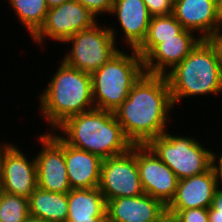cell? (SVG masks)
I'll use <instances>...</instances> for the list:
<instances>
[{"mask_svg":"<svg viewBox=\"0 0 222 222\" xmlns=\"http://www.w3.org/2000/svg\"><path fill=\"white\" fill-rule=\"evenodd\" d=\"M172 109L166 76L144 73L114 115L133 145H146L168 130Z\"/></svg>","mask_w":222,"mask_h":222,"instance_id":"cell-1","label":"cell"},{"mask_svg":"<svg viewBox=\"0 0 222 222\" xmlns=\"http://www.w3.org/2000/svg\"><path fill=\"white\" fill-rule=\"evenodd\" d=\"M55 131L67 144L102 160L126 153L133 145L114 112L97 108L68 117Z\"/></svg>","mask_w":222,"mask_h":222,"instance_id":"cell-2","label":"cell"},{"mask_svg":"<svg viewBox=\"0 0 222 222\" xmlns=\"http://www.w3.org/2000/svg\"><path fill=\"white\" fill-rule=\"evenodd\" d=\"M165 76L174 108L184 98L222 94V62L210 39H201Z\"/></svg>","mask_w":222,"mask_h":222,"instance_id":"cell-3","label":"cell"},{"mask_svg":"<svg viewBox=\"0 0 222 222\" xmlns=\"http://www.w3.org/2000/svg\"><path fill=\"white\" fill-rule=\"evenodd\" d=\"M59 65L51 81L38 95V113L47 120L48 131H55L70 116L95 108L91 74L73 68L63 60Z\"/></svg>","mask_w":222,"mask_h":222,"instance_id":"cell-4","label":"cell"},{"mask_svg":"<svg viewBox=\"0 0 222 222\" xmlns=\"http://www.w3.org/2000/svg\"><path fill=\"white\" fill-rule=\"evenodd\" d=\"M122 48L91 74L93 102L97 109L114 112L145 73L143 59L136 49L127 54L124 46Z\"/></svg>","mask_w":222,"mask_h":222,"instance_id":"cell-5","label":"cell"},{"mask_svg":"<svg viewBox=\"0 0 222 222\" xmlns=\"http://www.w3.org/2000/svg\"><path fill=\"white\" fill-rule=\"evenodd\" d=\"M201 143L195 137L173 135L167 130L146 145L181 180L206 172L212 166L213 150Z\"/></svg>","mask_w":222,"mask_h":222,"instance_id":"cell-6","label":"cell"},{"mask_svg":"<svg viewBox=\"0 0 222 222\" xmlns=\"http://www.w3.org/2000/svg\"><path fill=\"white\" fill-rule=\"evenodd\" d=\"M100 24L75 33L64 42L72 44L62 58L67 65L92 74L120 51L116 46L117 31L110 24Z\"/></svg>","mask_w":222,"mask_h":222,"instance_id":"cell-7","label":"cell"},{"mask_svg":"<svg viewBox=\"0 0 222 222\" xmlns=\"http://www.w3.org/2000/svg\"><path fill=\"white\" fill-rule=\"evenodd\" d=\"M99 188L106 201L144 194L137 166V145H132L126 153L102 160Z\"/></svg>","mask_w":222,"mask_h":222,"instance_id":"cell-8","label":"cell"},{"mask_svg":"<svg viewBox=\"0 0 222 222\" xmlns=\"http://www.w3.org/2000/svg\"><path fill=\"white\" fill-rule=\"evenodd\" d=\"M201 40L198 34L184 29L175 38L145 39L136 49L143 59L144 72L151 75H166Z\"/></svg>","mask_w":222,"mask_h":222,"instance_id":"cell-9","label":"cell"},{"mask_svg":"<svg viewBox=\"0 0 222 222\" xmlns=\"http://www.w3.org/2000/svg\"><path fill=\"white\" fill-rule=\"evenodd\" d=\"M97 23V17L87 8L75 0H68L48 10L43 26L31 40L40 47L48 38V41L64 43L75 33L92 28Z\"/></svg>","mask_w":222,"mask_h":222,"instance_id":"cell-10","label":"cell"},{"mask_svg":"<svg viewBox=\"0 0 222 222\" xmlns=\"http://www.w3.org/2000/svg\"><path fill=\"white\" fill-rule=\"evenodd\" d=\"M40 147L35 155L37 185L39 188L55 192L68 193L71 190L64 156V140L56 131L38 134Z\"/></svg>","mask_w":222,"mask_h":222,"instance_id":"cell-11","label":"cell"},{"mask_svg":"<svg viewBox=\"0 0 222 222\" xmlns=\"http://www.w3.org/2000/svg\"><path fill=\"white\" fill-rule=\"evenodd\" d=\"M137 166L144 193L167 206L176 193L175 173L147 145H137Z\"/></svg>","mask_w":222,"mask_h":222,"instance_id":"cell-12","label":"cell"},{"mask_svg":"<svg viewBox=\"0 0 222 222\" xmlns=\"http://www.w3.org/2000/svg\"><path fill=\"white\" fill-rule=\"evenodd\" d=\"M1 191L29 198L37 185L36 159L28 157L17 145L10 143L2 154Z\"/></svg>","mask_w":222,"mask_h":222,"instance_id":"cell-13","label":"cell"},{"mask_svg":"<svg viewBox=\"0 0 222 222\" xmlns=\"http://www.w3.org/2000/svg\"><path fill=\"white\" fill-rule=\"evenodd\" d=\"M172 15L201 39H211L222 26L218 0H178L173 3Z\"/></svg>","mask_w":222,"mask_h":222,"instance_id":"cell-14","label":"cell"},{"mask_svg":"<svg viewBox=\"0 0 222 222\" xmlns=\"http://www.w3.org/2000/svg\"><path fill=\"white\" fill-rule=\"evenodd\" d=\"M166 206L148 194L106 201V222H160Z\"/></svg>","mask_w":222,"mask_h":222,"instance_id":"cell-15","label":"cell"},{"mask_svg":"<svg viewBox=\"0 0 222 222\" xmlns=\"http://www.w3.org/2000/svg\"><path fill=\"white\" fill-rule=\"evenodd\" d=\"M219 185L212 166L206 172L178 180L175 196L166 210L209 208Z\"/></svg>","mask_w":222,"mask_h":222,"instance_id":"cell-16","label":"cell"},{"mask_svg":"<svg viewBox=\"0 0 222 222\" xmlns=\"http://www.w3.org/2000/svg\"><path fill=\"white\" fill-rule=\"evenodd\" d=\"M109 15L117 17L125 47L137 49L145 40L152 16L143 0H114Z\"/></svg>","mask_w":222,"mask_h":222,"instance_id":"cell-17","label":"cell"},{"mask_svg":"<svg viewBox=\"0 0 222 222\" xmlns=\"http://www.w3.org/2000/svg\"><path fill=\"white\" fill-rule=\"evenodd\" d=\"M64 156L71 189L99 187L102 159L64 141Z\"/></svg>","mask_w":222,"mask_h":222,"instance_id":"cell-18","label":"cell"},{"mask_svg":"<svg viewBox=\"0 0 222 222\" xmlns=\"http://www.w3.org/2000/svg\"><path fill=\"white\" fill-rule=\"evenodd\" d=\"M67 222H106V200L99 187L67 193Z\"/></svg>","mask_w":222,"mask_h":222,"instance_id":"cell-19","label":"cell"},{"mask_svg":"<svg viewBox=\"0 0 222 222\" xmlns=\"http://www.w3.org/2000/svg\"><path fill=\"white\" fill-rule=\"evenodd\" d=\"M28 201L31 216L48 222H67V193H55L37 187Z\"/></svg>","mask_w":222,"mask_h":222,"instance_id":"cell-20","label":"cell"},{"mask_svg":"<svg viewBox=\"0 0 222 222\" xmlns=\"http://www.w3.org/2000/svg\"><path fill=\"white\" fill-rule=\"evenodd\" d=\"M16 18L33 37L43 26L47 12L46 0H7Z\"/></svg>","mask_w":222,"mask_h":222,"instance_id":"cell-21","label":"cell"},{"mask_svg":"<svg viewBox=\"0 0 222 222\" xmlns=\"http://www.w3.org/2000/svg\"><path fill=\"white\" fill-rule=\"evenodd\" d=\"M29 215L28 198L0 191L1 222H23Z\"/></svg>","mask_w":222,"mask_h":222,"instance_id":"cell-22","label":"cell"},{"mask_svg":"<svg viewBox=\"0 0 222 222\" xmlns=\"http://www.w3.org/2000/svg\"><path fill=\"white\" fill-rule=\"evenodd\" d=\"M184 30L181 23L172 15L154 16L149 22L145 39L175 38Z\"/></svg>","mask_w":222,"mask_h":222,"instance_id":"cell-23","label":"cell"},{"mask_svg":"<svg viewBox=\"0 0 222 222\" xmlns=\"http://www.w3.org/2000/svg\"><path fill=\"white\" fill-rule=\"evenodd\" d=\"M177 222H209L208 208H194L186 210H166Z\"/></svg>","mask_w":222,"mask_h":222,"instance_id":"cell-24","label":"cell"},{"mask_svg":"<svg viewBox=\"0 0 222 222\" xmlns=\"http://www.w3.org/2000/svg\"><path fill=\"white\" fill-rule=\"evenodd\" d=\"M87 8L97 18L102 14H110L114 0H75ZM101 14V15H100Z\"/></svg>","mask_w":222,"mask_h":222,"instance_id":"cell-25","label":"cell"},{"mask_svg":"<svg viewBox=\"0 0 222 222\" xmlns=\"http://www.w3.org/2000/svg\"><path fill=\"white\" fill-rule=\"evenodd\" d=\"M152 17L172 14L173 2L171 0H143Z\"/></svg>","mask_w":222,"mask_h":222,"instance_id":"cell-26","label":"cell"},{"mask_svg":"<svg viewBox=\"0 0 222 222\" xmlns=\"http://www.w3.org/2000/svg\"><path fill=\"white\" fill-rule=\"evenodd\" d=\"M209 222H222V185L215 191L212 205L208 208Z\"/></svg>","mask_w":222,"mask_h":222,"instance_id":"cell-27","label":"cell"},{"mask_svg":"<svg viewBox=\"0 0 222 222\" xmlns=\"http://www.w3.org/2000/svg\"><path fill=\"white\" fill-rule=\"evenodd\" d=\"M212 168L215 172V176L218 180V183L222 185V152L221 154L220 152L219 154L216 152H212Z\"/></svg>","mask_w":222,"mask_h":222,"instance_id":"cell-28","label":"cell"},{"mask_svg":"<svg viewBox=\"0 0 222 222\" xmlns=\"http://www.w3.org/2000/svg\"><path fill=\"white\" fill-rule=\"evenodd\" d=\"M210 40L216 45L222 62V26L215 32Z\"/></svg>","mask_w":222,"mask_h":222,"instance_id":"cell-29","label":"cell"},{"mask_svg":"<svg viewBox=\"0 0 222 222\" xmlns=\"http://www.w3.org/2000/svg\"><path fill=\"white\" fill-rule=\"evenodd\" d=\"M68 0H46L49 9L60 6L63 2Z\"/></svg>","mask_w":222,"mask_h":222,"instance_id":"cell-30","label":"cell"},{"mask_svg":"<svg viewBox=\"0 0 222 222\" xmlns=\"http://www.w3.org/2000/svg\"><path fill=\"white\" fill-rule=\"evenodd\" d=\"M23 222H48V221L29 215Z\"/></svg>","mask_w":222,"mask_h":222,"instance_id":"cell-31","label":"cell"},{"mask_svg":"<svg viewBox=\"0 0 222 222\" xmlns=\"http://www.w3.org/2000/svg\"><path fill=\"white\" fill-rule=\"evenodd\" d=\"M9 142L3 143L0 142V167H1V158H2V154L4 152V149L9 145Z\"/></svg>","mask_w":222,"mask_h":222,"instance_id":"cell-32","label":"cell"},{"mask_svg":"<svg viewBox=\"0 0 222 222\" xmlns=\"http://www.w3.org/2000/svg\"><path fill=\"white\" fill-rule=\"evenodd\" d=\"M160 222H177L172 216L166 214V216Z\"/></svg>","mask_w":222,"mask_h":222,"instance_id":"cell-33","label":"cell"},{"mask_svg":"<svg viewBox=\"0 0 222 222\" xmlns=\"http://www.w3.org/2000/svg\"><path fill=\"white\" fill-rule=\"evenodd\" d=\"M218 10H219L220 17L222 19V0H218Z\"/></svg>","mask_w":222,"mask_h":222,"instance_id":"cell-34","label":"cell"}]
</instances>
